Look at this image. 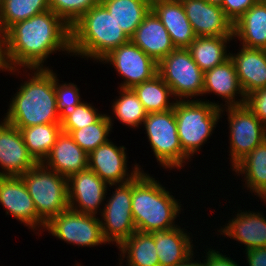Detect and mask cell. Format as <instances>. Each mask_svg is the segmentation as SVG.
I'll return each mask as SVG.
<instances>
[{
    "label": "cell",
    "mask_w": 266,
    "mask_h": 266,
    "mask_svg": "<svg viewBox=\"0 0 266 266\" xmlns=\"http://www.w3.org/2000/svg\"><path fill=\"white\" fill-rule=\"evenodd\" d=\"M110 197L102 206L100 224L104 239L110 243H116L118 247L125 239L129 238L136 230L132 217L131 198L132 180L116 185ZM118 187V188H117Z\"/></svg>",
    "instance_id": "8fae6325"
},
{
    "label": "cell",
    "mask_w": 266,
    "mask_h": 266,
    "mask_svg": "<svg viewBox=\"0 0 266 266\" xmlns=\"http://www.w3.org/2000/svg\"><path fill=\"white\" fill-rule=\"evenodd\" d=\"M99 218L94 214L80 213L67 208L54 216L46 224L44 231L67 244L90 248L106 245L108 242L103 237Z\"/></svg>",
    "instance_id": "30bf717a"
},
{
    "label": "cell",
    "mask_w": 266,
    "mask_h": 266,
    "mask_svg": "<svg viewBox=\"0 0 266 266\" xmlns=\"http://www.w3.org/2000/svg\"><path fill=\"white\" fill-rule=\"evenodd\" d=\"M34 201L37 215L47 224L54 216L69 208L68 179L37 163L20 176Z\"/></svg>",
    "instance_id": "8992f818"
},
{
    "label": "cell",
    "mask_w": 266,
    "mask_h": 266,
    "mask_svg": "<svg viewBox=\"0 0 266 266\" xmlns=\"http://www.w3.org/2000/svg\"><path fill=\"white\" fill-rule=\"evenodd\" d=\"M206 250L208 251L204 256L206 259L202 260L204 266H239L230 256L213 250V248H206Z\"/></svg>",
    "instance_id": "ab89813d"
},
{
    "label": "cell",
    "mask_w": 266,
    "mask_h": 266,
    "mask_svg": "<svg viewBox=\"0 0 266 266\" xmlns=\"http://www.w3.org/2000/svg\"><path fill=\"white\" fill-rule=\"evenodd\" d=\"M143 125L153 154L163 169L179 170L191 161L179 141L174 108L164 112L147 113Z\"/></svg>",
    "instance_id": "52a82bcc"
},
{
    "label": "cell",
    "mask_w": 266,
    "mask_h": 266,
    "mask_svg": "<svg viewBox=\"0 0 266 266\" xmlns=\"http://www.w3.org/2000/svg\"><path fill=\"white\" fill-rule=\"evenodd\" d=\"M259 0H223L221 8L234 24L250 7Z\"/></svg>",
    "instance_id": "f35d334b"
},
{
    "label": "cell",
    "mask_w": 266,
    "mask_h": 266,
    "mask_svg": "<svg viewBox=\"0 0 266 266\" xmlns=\"http://www.w3.org/2000/svg\"><path fill=\"white\" fill-rule=\"evenodd\" d=\"M47 10L49 0H0V29L6 32L12 25Z\"/></svg>",
    "instance_id": "1f68e13d"
},
{
    "label": "cell",
    "mask_w": 266,
    "mask_h": 266,
    "mask_svg": "<svg viewBox=\"0 0 266 266\" xmlns=\"http://www.w3.org/2000/svg\"><path fill=\"white\" fill-rule=\"evenodd\" d=\"M0 203L7 215L13 216L28 229L39 235L40 230L44 231L46 223L37 215L34 201L20 176H0Z\"/></svg>",
    "instance_id": "5bb4252c"
},
{
    "label": "cell",
    "mask_w": 266,
    "mask_h": 266,
    "mask_svg": "<svg viewBox=\"0 0 266 266\" xmlns=\"http://www.w3.org/2000/svg\"><path fill=\"white\" fill-rule=\"evenodd\" d=\"M231 169L244 175L246 189L260 197L266 191V139Z\"/></svg>",
    "instance_id": "4316f807"
},
{
    "label": "cell",
    "mask_w": 266,
    "mask_h": 266,
    "mask_svg": "<svg viewBox=\"0 0 266 266\" xmlns=\"http://www.w3.org/2000/svg\"><path fill=\"white\" fill-rule=\"evenodd\" d=\"M5 34L13 69L49 68L44 63L57 51L72 56L71 27L52 10L12 25Z\"/></svg>",
    "instance_id": "6da1fadb"
},
{
    "label": "cell",
    "mask_w": 266,
    "mask_h": 266,
    "mask_svg": "<svg viewBox=\"0 0 266 266\" xmlns=\"http://www.w3.org/2000/svg\"><path fill=\"white\" fill-rule=\"evenodd\" d=\"M100 62L113 65L124 78L119 88L132 89L158 74V63L131 40L110 51Z\"/></svg>",
    "instance_id": "7c38bea8"
},
{
    "label": "cell",
    "mask_w": 266,
    "mask_h": 266,
    "mask_svg": "<svg viewBox=\"0 0 266 266\" xmlns=\"http://www.w3.org/2000/svg\"><path fill=\"white\" fill-rule=\"evenodd\" d=\"M113 117L104 114L97 122L81 129H62L69 133L73 140L87 153H91L99 145L109 141L113 126Z\"/></svg>",
    "instance_id": "d6a6232c"
},
{
    "label": "cell",
    "mask_w": 266,
    "mask_h": 266,
    "mask_svg": "<svg viewBox=\"0 0 266 266\" xmlns=\"http://www.w3.org/2000/svg\"><path fill=\"white\" fill-rule=\"evenodd\" d=\"M259 199H263L264 203L266 202V191L259 197Z\"/></svg>",
    "instance_id": "f6af8a7d"
},
{
    "label": "cell",
    "mask_w": 266,
    "mask_h": 266,
    "mask_svg": "<svg viewBox=\"0 0 266 266\" xmlns=\"http://www.w3.org/2000/svg\"><path fill=\"white\" fill-rule=\"evenodd\" d=\"M107 189L108 184L89 168L75 173L68 178L69 208L98 215L102 211L100 205L106 201Z\"/></svg>",
    "instance_id": "9a60e30c"
},
{
    "label": "cell",
    "mask_w": 266,
    "mask_h": 266,
    "mask_svg": "<svg viewBox=\"0 0 266 266\" xmlns=\"http://www.w3.org/2000/svg\"><path fill=\"white\" fill-rule=\"evenodd\" d=\"M151 10L167 29L175 48L187 49L197 37L181 0H151Z\"/></svg>",
    "instance_id": "ffe728a7"
},
{
    "label": "cell",
    "mask_w": 266,
    "mask_h": 266,
    "mask_svg": "<svg viewBox=\"0 0 266 266\" xmlns=\"http://www.w3.org/2000/svg\"><path fill=\"white\" fill-rule=\"evenodd\" d=\"M158 74L171 88L176 101H188L193 97L192 100H195L202 96L204 72L194 62L188 49L176 48L163 58L158 63Z\"/></svg>",
    "instance_id": "ba28073f"
},
{
    "label": "cell",
    "mask_w": 266,
    "mask_h": 266,
    "mask_svg": "<svg viewBox=\"0 0 266 266\" xmlns=\"http://www.w3.org/2000/svg\"><path fill=\"white\" fill-rule=\"evenodd\" d=\"M104 114L91 103L81 102L76 106L75 111L70 114L62 123V129H81L97 122Z\"/></svg>",
    "instance_id": "8d00e7d4"
},
{
    "label": "cell",
    "mask_w": 266,
    "mask_h": 266,
    "mask_svg": "<svg viewBox=\"0 0 266 266\" xmlns=\"http://www.w3.org/2000/svg\"><path fill=\"white\" fill-rule=\"evenodd\" d=\"M233 37L246 48L266 49V3L259 0L234 24ZM236 37V38H235Z\"/></svg>",
    "instance_id": "cb8c5ba5"
},
{
    "label": "cell",
    "mask_w": 266,
    "mask_h": 266,
    "mask_svg": "<svg viewBox=\"0 0 266 266\" xmlns=\"http://www.w3.org/2000/svg\"><path fill=\"white\" fill-rule=\"evenodd\" d=\"M100 3L129 38L151 10V0H101Z\"/></svg>",
    "instance_id": "83f0119b"
},
{
    "label": "cell",
    "mask_w": 266,
    "mask_h": 266,
    "mask_svg": "<svg viewBox=\"0 0 266 266\" xmlns=\"http://www.w3.org/2000/svg\"><path fill=\"white\" fill-rule=\"evenodd\" d=\"M245 105L266 126V87L246 96Z\"/></svg>",
    "instance_id": "74e56055"
},
{
    "label": "cell",
    "mask_w": 266,
    "mask_h": 266,
    "mask_svg": "<svg viewBox=\"0 0 266 266\" xmlns=\"http://www.w3.org/2000/svg\"><path fill=\"white\" fill-rule=\"evenodd\" d=\"M38 162L28 152L20 130L0 122V176H21Z\"/></svg>",
    "instance_id": "2e32d148"
},
{
    "label": "cell",
    "mask_w": 266,
    "mask_h": 266,
    "mask_svg": "<svg viewBox=\"0 0 266 266\" xmlns=\"http://www.w3.org/2000/svg\"><path fill=\"white\" fill-rule=\"evenodd\" d=\"M58 75L55 73V94L57 100V111L59 112L60 123H62L70 114H72L76 106L82 101L79 88L74 83H59Z\"/></svg>",
    "instance_id": "d590c367"
},
{
    "label": "cell",
    "mask_w": 266,
    "mask_h": 266,
    "mask_svg": "<svg viewBox=\"0 0 266 266\" xmlns=\"http://www.w3.org/2000/svg\"><path fill=\"white\" fill-rule=\"evenodd\" d=\"M205 1L212 4V5H217V6L221 7L223 0H205Z\"/></svg>",
    "instance_id": "ee69618b"
},
{
    "label": "cell",
    "mask_w": 266,
    "mask_h": 266,
    "mask_svg": "<svg viewBox=\"0 0 266 266\" xmlns=\"http://www.w3.org/2000/svg\"><path fill=\"white\" fill-rule=\"evenodd\" d=\"M184 230L178 225L167 231L153 232L160 266H177L194 252L192 233Z\"/></svg>",
    "instance_id": "d4e9b609"
},
{
    "label": "cell",
    "mask_w": 266,
    "mask_h": 266,
    "mask_svg": "<svg viewBox=\"0 0 266 266\" xmlns=\"http://www.w3.org/2000/svg\"><path fill=\"white\" fill-rule=\"evenodd\" d=\"M120 96L112 103V114L122 124L138 128L146 118L147 112L132 89H119Z\"/></svg>",
    "instance_id": "836d02e7"
},
{
    "label": "cell",
    "mask_w": 266,
    "mask_h": 266,
    "mask_svg": "<svg viewBox=\"0 0 266 266\" xmlns=\"http://www.w3.org/2000/svg\"><path fill=\"white\" fill-rule=\"evenodd\" d=\"M130 40L157 63L176 49L167 29L152 10Z\"/></svg>",
    "instance_id": "44dd1931"
},
{
    "label": "cell",
    "mask_w": 266,
    "mask_h": 266,
    "mask_svg": "<svg viewBox=\"0 0 266 266\" xmlns=\"http://www.w3.org/2000/svg\"><path fill=\"white\" fill-rule=\"evenodd\" d=\"M235 216L217 231L244 244L245 251L266 247V218L263 212L239 210Z\"/></svg>",
    "instance_id": "ac0fdd59"
},
{
    "label": "cell",
    "mask_w": 266,
    "mask_h": 266,
    "mask_svg": "<svg viewBox=\"0 0 266 266\" xmlns=\"http://www.w3.org/2000/svg\"><path fill=\"white\" fill-rule=\"evenodd\" d=\"M193 256H195L194 252L191 255H189L185 260L181 261L177 266H204L201 260L195 261L194 260L195 257Z\"/></svg>",
    "instance_id": "7bdbcfd3"
},
{
    "label": "cell",
    "mask_w": 266,
    "mask_h": 266,
    "mask_svg": "<svg viewBox=\"0 0 266 266\" xmlns=\"http://www.w3.org/2000/svg\"><path fill=\"white\" fill-rule=\"evenodd\" d=\"M197 37H233V23L220 6L205 0H181Z\"/></svg>",
    "instance_id": "e0dca14e"
},
{
    "label": "cell",
    "mask_w": 266,
    "mask_h": 266,
    "mask_svg": "<svg viewBox=\"0 0 266 266\" xmlns=\"http://www.w3.org/2000/svg\"><path fill=\"white\" fill-rule=\"evenodd\" d=\"M242 90L247 96L266 87V49L246 48L230 53Z\"/></svg>",
    "instance_id": "603a6c76"
},
{
    "label": "cell",
    "mask_w": 266,
    "mask_h": 266,
    "mask_svg": "<svg viewBox=\"0 0 266 266\" xmlns=\"http://www.w3.org/2000/svg\"><path fill=\"white\" fill-rule=\"evenodd\" d=\"M180 203L149 173L140 171L132 179L131 210L137 231L153 233L177 227Z\"/></svg>",
    "instance_id": "3957f363"
},
{
    "label": "cell",
    "mask_w": 266,
    "mask_h": 266,
    "mask_svg": "<svg viewBox=\"0 0 266 266\" xmlns=\"http://www.w3.org/2000/svg\"><path fill=\"white\" fill-rule=\"evenodd\" d=\"M42 163L68 179L71 175L88 168V154L69 133L61 131Z\"/></svg>",
    "instance_id": "7402d4cb"
},
{
    "label": "cell",
    "mask_w": 266,
    "mask_h": 266,
    "mask_svg": "<svg viewBox=\"0 0 266 266\" xmlns=\"http://www.w3.org/2000/svg\"><path fill=\"white\" fill-rule=\"evenodd\" d=\"M234 37H196L187 48L199 68L205 72L230 57L227 46Z\"/></svg>",
    "instance_id": "f1b7e54d"
},
{
    "label": "cell",
    "mask_w": 266,
    "mask_h": 266,
    "mask_svg": "<svg viewBox=\"0 0 266 266\" xmlns=\"http://www.w3.org/2000/svg\"><path fill=\"white\" fill-rule=\"evenodd\" d=\"M221 108H223V103L209 100L176 101L174 113L177 133L183 151L190 158L194 154L197 155L202 145L212 136V131L222 118Z\"/></svg>",
    "instance_id": "5b68a950"
},
{
    "label": "cell",
    "mask_w": 266,
    "mask_h": 266,
    "mask_svg": "<svg viewBox=\"0 0 266 266\" xmlns=\"http://www.w3.org/2000/svg\"><path fill=\"white\" fill-rule=\"evenodd\" d=\"M132 90L143 104L147 113L171 110L176 103L171 88L163 81L159 74L150 80L134 86ZM169 99H174L175 101L170 102Z\"/></svg>",
    "instance_id": "f546056e"
},
{
    "label": "cell",
    "mask_w": 266,
    "mask_h": 266,
    "mask_svg": "<svg viewBox=\"0 0 266 266\" xmlns=\"http://www.w3.org/2000/svg\"><path fill=\"white\" fill-rule=\"evenodd\" d=\"M21 69H13L9 57H8V48H7V42H6V34L4 31L0 29V71H10L13 75L14 72H18Z\"/></svg>",
    "instance_id": "60d3db41"
},
{
    "label": "cell",
    "mask_w": 266,
    "mask_h": 266,
    "mask_svg": "<svg viewBox=\"0 0 266 266\" xmlns=\"http://www.w3.org/2000/svg\"><path fill=\"white\" fill-rule=\"evenodd\" d=\"M118 249L121 257L119 265L126 259L127 266H160L153 233L135 231Z\"/></svg>",
    "instance_id": "484cf974"
},
{
    "label": "cell",
    "mask_w": 266,
    "mask_h": 266,
    "mask_svg": "<svg viewBox=\"0 0 266 266\" xmlns=\"http://www.w3.org/2000/svg\"><path fill=\"white\" fill-rule=\"evenodd\" d=\"M224 111L228 113L231 148L228 153L233 168L266 139V126L245 104L221 108V115Z\"/></svg>",
    "instance_id": "9c48e42d"
},
{
    "label": "cell",
    "mask_w": 266,
    "mask_h": 266,
    "mask_svg": "<svg viewBox=\"0 0 266 266\" xmlns=\"http://www.w3.org/2000/svg\"><path fill=\"white\" fill-rule=\"evenodd\" d=\"M32 73L10 99L4 120L17 127L60 123L55 94V72L50 68L25 69ZM31 76V77H30Z\"/></svg>",
    "instance_id": "7a4b0ae2"
},
{
    "label": "cell",
    "mask_w": 266,
    "mask_h": 266,
    "mask_svg": "<svg viewBox=\"0 0 266 266\" xmlns=\"http://www.w3.org/2000/svg\"><path fill=\"white\" fill-rule=\"evenodd\" d=\"M125 149V146H116L112 140L99 145L88 154V168L108 185L124 184L131 181L143 170L137 163L133 164L132 170H128V157Z\"/></svg>",
    "instance_id": "4fadbf2b"
},
{
    "label": "cell",
    "mask_w": 266,
    "mask_h": 266,
    "mask_svg": "<svg viewBox=\"0 0 266 266\" xmlns=\"http://www.w3.org/2000/svg\"><path fill=\"white\" fill-rule=\"evenodd\" d=\"M207 93H213L223 100L225 99L223 107L245 104L246 96L239 83L234 62L230 57L222 64L204 72L202 96ZM237 96L241 99L236 100Z\"/></svg>",
    "instance_id": "d6986e66"
},
{
    "label": "cell",
    "mask_w": 266,
    "mask_h": 266,
    "mask_svg": "<svg viewBox=\"0 0 266 266\" xmlns=\"http://www.w3.org/2000/svg\"><path fill=\"white\" fill-rule=\"evenodd\" d=\"M246 252V260L249 266H266V247L255 248Z\"/></svg>",
    "instance_id": "b9f144b4"
},
{
    "label": "cell",
    "mask_w": 266,
    "mask_h": 266,
    "mask_svg": "<svg viewBox=\"0 0 266 266\" xmlns=\"http://www.w3.org/2000/svg\"><path fill=\"white\" fill-rule=\"evenodd\" d=\"M19 130L28 152L38 163H42L52 150L62 128L61 123H48L20 128Z\"/></svg>",
    "instance_id": "4dcf8cb0"
},
{
    "label": "cell",
    "mask_w": 266,
    "mask_h": 266,
    "mask_svg": "<svg viewBox=\"0 0 266 266\" xmlns=\"http://www.w3.org/2000/svg\"><path fill=\"white\" fill-rule=\"evenodd\" d=\"M101 0H49V8L69 26Z\"/></svg>",
    "instance_id": "e575fe53"
},
{
    "label": "cell",
    "mask_w": 266,
    "mask_h": 266,
    "mask_svg": "<svg viewBox=\"0 0 266 266\" xmlns=\"http://www.w3.org/2000/svg\"><path fill=\"white\" fill-rule=\"evenodd\" d=\"M72 56L100 61L130 38L101 4L93 6L71 26ZM82 56V57H81Z\"/></svg>",
    "instance_id": "277c9868"
}]
</instances>
